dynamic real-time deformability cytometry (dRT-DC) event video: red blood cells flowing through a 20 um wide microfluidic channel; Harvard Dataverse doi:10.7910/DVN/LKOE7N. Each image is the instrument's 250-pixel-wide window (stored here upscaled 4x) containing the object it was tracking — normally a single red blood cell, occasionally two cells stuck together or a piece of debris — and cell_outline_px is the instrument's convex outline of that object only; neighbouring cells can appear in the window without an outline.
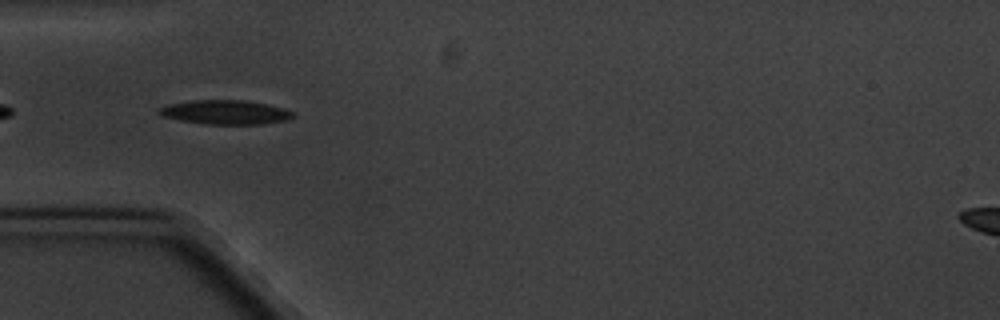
{"species": "common noctule bat (a hibernating species)", "species_latin": "Nyctalus noctula", "temperature_condition": "cold", "stored_images_in_passage": 5, "camera_frame_rate_fps": 3000, "um_per_image_px": 0.085, "animal": {"sex": "male", "body_mass_g": 20.1, "forearm_length_mm": 53.5}, "frame": {"image": 1, "passage_image": 4, "time_ms": 3.667, "image_size_px": [1000, 320], "cell_outline_px": [[292, 116], [284, 120], [260, 124], [204, 124], [180, 120], [164, 116], [156, 112], [156, 108], [168, 104], [192, 100], [244, 100], [264, 104], [280, 108], [292, 112]], "centroid_in_image_um": [19.03, 9.53], "position_along_channel_um": 66.0, "area_um2": 18.55}}